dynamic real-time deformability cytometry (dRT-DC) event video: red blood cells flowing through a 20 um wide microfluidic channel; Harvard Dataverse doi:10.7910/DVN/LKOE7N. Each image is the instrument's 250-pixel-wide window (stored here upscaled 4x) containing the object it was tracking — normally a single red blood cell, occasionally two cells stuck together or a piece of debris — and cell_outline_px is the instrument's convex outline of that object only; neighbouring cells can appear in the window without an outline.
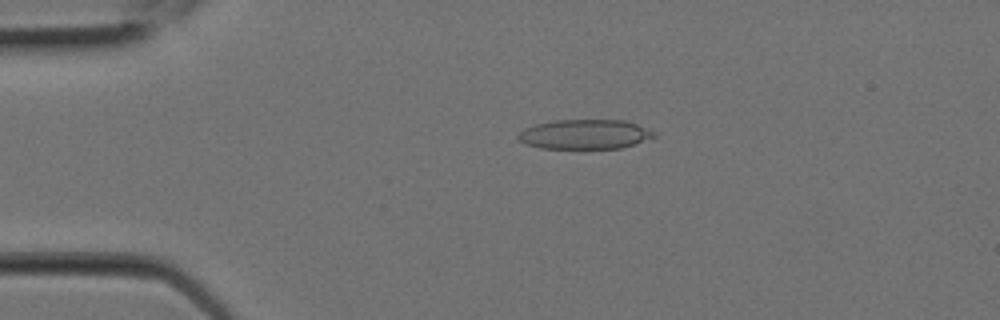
{"species": "Egyptian fruit bat (a non-hibernating species)", "species_latin": "Rousettus aegyptiacus", "temperature_condition": "room temperature", "stored_images_in_passage": 7, "camera_frame_rate_fps": 3000, "um_per_image_px": 0.085, "animal": {"sex": "female"}, "frame": {"image": 1, "passage_image": 5, "time_ms": 1.333, "image_size_px": [1000, 320], "cell_outline_px": [[656, 136], [620, 148], [540, 148], [524, 144], [516, 136], [524, 128], [536, 124], [556, 120], [624, 120], [636, 124], [656, 132]], "centroid_in_image_um": [49.67, 11.41], "position_along_channel_um": 35.3, "area_um2": 23.24}}